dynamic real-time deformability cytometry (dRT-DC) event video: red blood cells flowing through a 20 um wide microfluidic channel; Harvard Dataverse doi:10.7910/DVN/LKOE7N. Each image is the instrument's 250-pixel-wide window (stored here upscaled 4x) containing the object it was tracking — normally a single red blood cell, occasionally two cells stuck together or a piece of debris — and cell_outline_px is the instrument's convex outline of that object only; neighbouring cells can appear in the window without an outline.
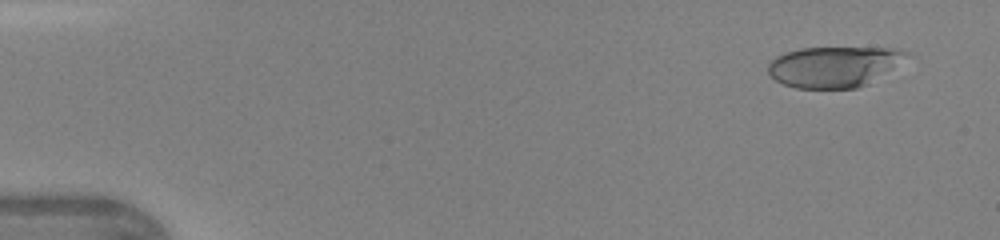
{"species": "human", "species_latin": "Homo sapiens", "temperature_condition": "warm", "stored_images_in_passage": 46, "camera_frame_rate_fps": 3000, "um_per_image_px": 0.085, "donor": {"sex": "female"}, "frame": {"image": 1, "passage_image": 3, "time_ms": 0.667, "image_size_px": [1000, 240], "cell_outline_px": [[912, 56], [868, 84], [856, 88], [796, 88], [784, 84], [776, 80], [768, 72], [768, 64], [776, 56], [784, 52], [800, 48], [900, 48], [908, 52]], "centroid_in_image_um": [70.92, 5.65], "position_along_channel_um": 14.1, "area_um2": 32.95}}
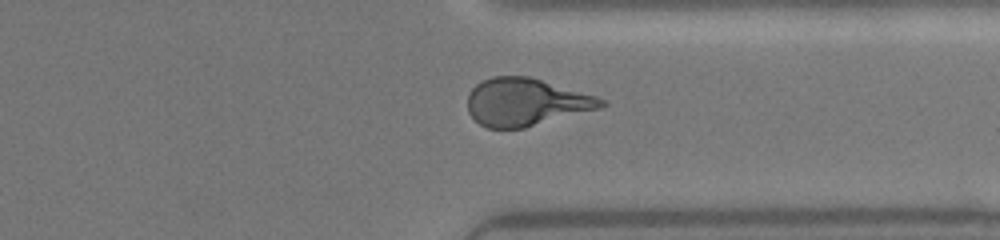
{"frame": {"image": 2, "passage_image": 36, "time_ms": 11.667, "image_size_px": [1000, 240], "cell_outline_px": [[608, 104], [604, 108], [524, 128], [488, 128], [480, 124], [468, 112], [468, 96], [472, 88], [476, 84], [492, 76], [528, 76], [596, 96], [604, 100]], "centroid_in_image_um": [44.73, 8.69], "position_along_channel_um": 366.7, "area_um2": 37.05}}
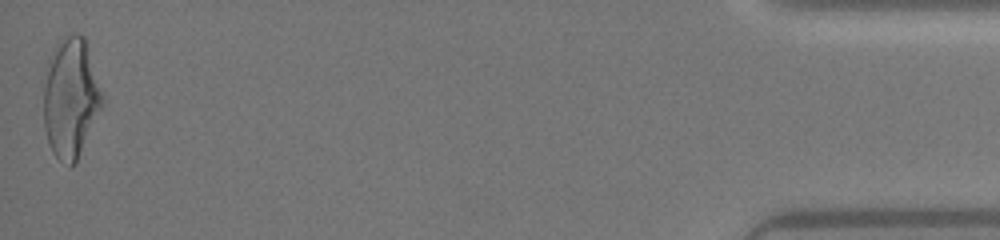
{"frame": {"image": 3, "passage_image": 46, "time_ms": 15.0, "image_size_px": [1000, 240], "cell_outline_px": [[104, 104], [76, 160], [72, 164], [68, 164], [60, 160], [52, 152], [48, 144], [44, 128], [44, 68], [60, 36], [72, 32], [76, 32], [84, 36], [104, 96]], "centroid_in_image_um": [6.0, 8.24], "position_along_channel_um": 429.2, "area_um2": 41.33}, "authors_computed_cell_mechanics": {"area_um2": 36.6163, "velocity_mm_per_s": 4.3782, "shape_relaxation_time_tau1_ms": 3.871, "shape_relaxation_time_tau2_ms": 0.5708, "deformation_change_tau1": 0.2147, "deformation_change_tau2": 0.0993}}